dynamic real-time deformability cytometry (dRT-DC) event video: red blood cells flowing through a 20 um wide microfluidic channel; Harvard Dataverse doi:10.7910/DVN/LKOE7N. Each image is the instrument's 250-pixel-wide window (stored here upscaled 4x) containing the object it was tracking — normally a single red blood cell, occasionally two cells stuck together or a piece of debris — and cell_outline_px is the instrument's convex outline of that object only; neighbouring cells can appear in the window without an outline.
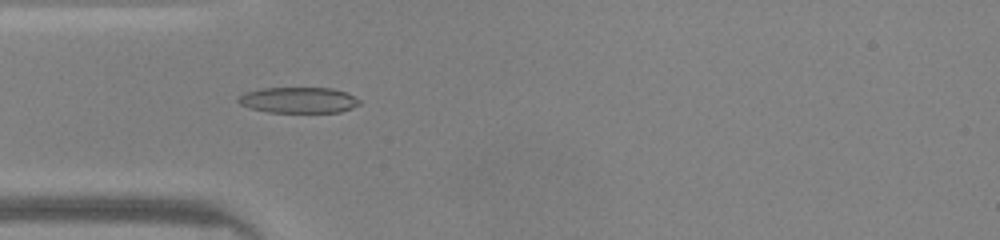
{"species": "common noctule bat (a hibernating species)", "species_latin": "Nyctalus noctula", "temperature_condition": "warm", "stored_images_in_passage": 48, "camera_frame_rate_fps": 3000, "um_per_image_px": 0.085, "animal": {"sex": "male", "body_mass_g": 20.0, "forearm_length_mm": 53.3}, "frame": {"image": 1, "passage_image": 14, "time_ms": 4.333, "image_size_px": [1000, 240], "cell_outline_px": [[360, 104], [352, 108], [340, 112], [268, 112], [248, 108], [240, 104], [236, 100], [244, 92], [260, 88], [332, 88], [344, 92], [360, 100]], "centroid_in_image_um": [25.33, 8.51], "position_along_channel_um": 59.7, "area_um2": 18.26}}
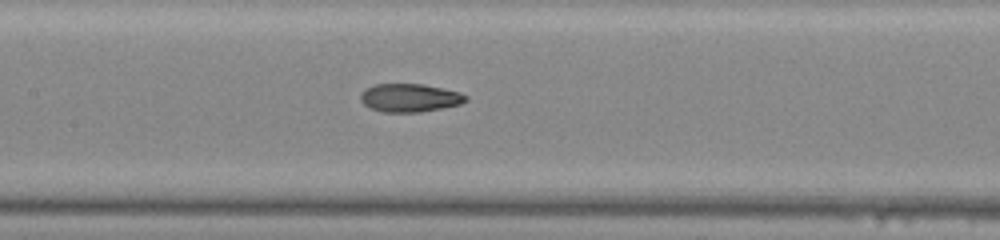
{"frame": {"image": 2, "passage_image": 22, "time_ms": 7.0, "image_size_px": [1000, 240], "cell_outline_px": [[468, 100], [460, 104], [420, 112], [384, 112], [372, 108], [364, 104], [360, 100], [360, 96], [364, 88], [372, 84], [424, 84], [460, 92], [468, 96]], "centroid_in_image_um": [34.82, 8.3], "position_along_channel_um": 172.6, "area_um2": 17.34}}
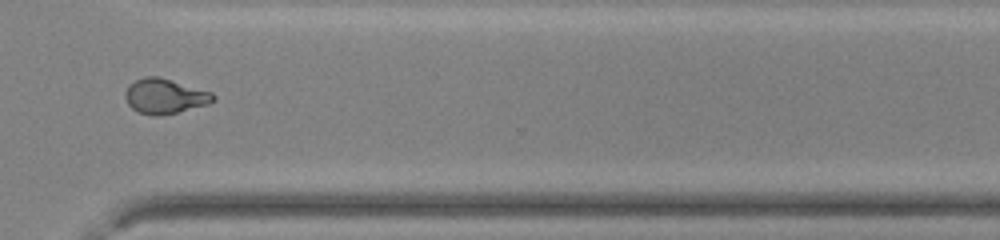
{"frame": {"image": 3, "passage_image": 35, "time_ms": 11.333, "image_size_px": [1000, 240], "cell_outline_px": [[216, 100], [208, 104], [160, 116], [152, 116], [140, 112], [132, 108], [128, 104], [124, 96], [124, 92], [128, 84], [144, 76], [160, 76], [212, 92], [216, 96]], "centroid_in_image_um": [14.0, 8.16], "position_along_channel_um": 356.6, "area_um2": 18.09}, "authors_computed_cell_mechanics": {"area_um2": 18.0625, "velocity_mm_per_s": 4.2459, "shape_relaxation_time_tau1_ms": 8.1423, "shape_relaxation_time_tau2_ms": 1.5815, "deformation_change_tau1": 0.2375, "deformation_change_tau2": 0.0788}}